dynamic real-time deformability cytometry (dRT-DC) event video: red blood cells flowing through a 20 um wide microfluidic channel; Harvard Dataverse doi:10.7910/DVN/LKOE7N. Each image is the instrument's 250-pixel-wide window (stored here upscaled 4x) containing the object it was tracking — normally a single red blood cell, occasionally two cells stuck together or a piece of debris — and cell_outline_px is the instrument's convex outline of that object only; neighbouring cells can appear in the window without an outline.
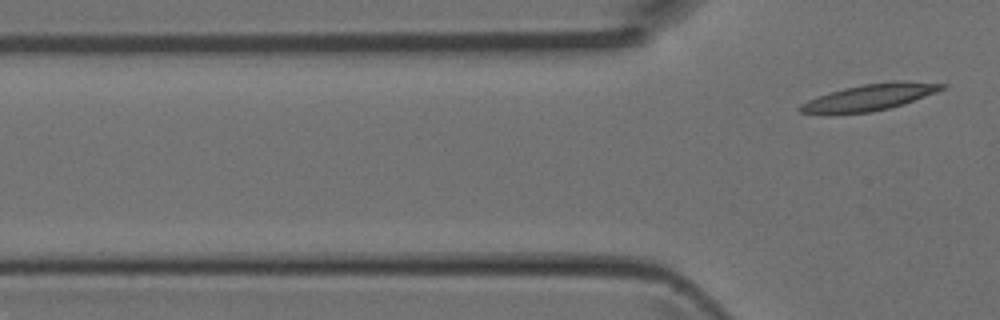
{"species": "Egyptian fruit bat (a non-hibernating species)", "species_latin": "Rousettus aegyptiacus", "temperature_condition": "room temperature", "stored_images_in_passage": 6, "segment_of_instrument_passage": [2, 2], "camera_frame_rate_fps": 3000, "um_per_image_px": 0.085, "animal": {"sex": "female"}, "frame": {"image": 1, "passage_image": 6, "time_ms": 1.667, "image_size_px": [1000, 320], "cell_outline_px": [[948, 84], [944, 88], [936, 92], [904, 104], [872, 112], [832, 116], [824, 116], [800, 112], [796, 108], [800, 104], [808, 100], [844, 88], [864, 84]], "centroid_in_image_um": [73.67, 8.38], "position_along_channel_um": 52.1, "area_um2": 21.1}}